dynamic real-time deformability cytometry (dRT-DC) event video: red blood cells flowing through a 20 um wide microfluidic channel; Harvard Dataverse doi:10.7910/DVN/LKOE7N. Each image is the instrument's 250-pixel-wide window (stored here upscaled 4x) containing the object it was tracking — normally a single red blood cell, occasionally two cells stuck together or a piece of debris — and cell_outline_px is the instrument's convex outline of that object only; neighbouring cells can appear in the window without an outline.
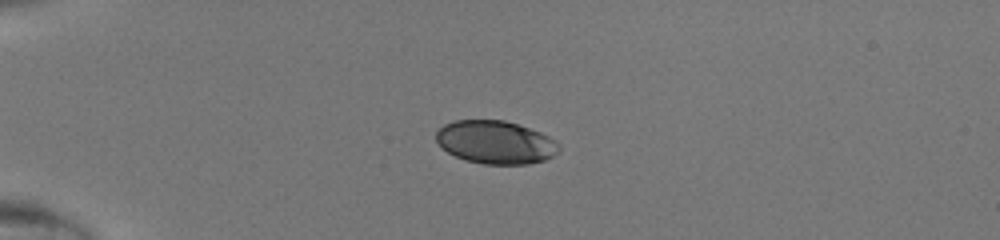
{"species": "human", "species_latin": "Homo sapiens", "temperature_condition": "room temperature", "stored_images_in_passage": 48, "camera_frame_rate_fps": 3000, "um_per_image_px": 0.085, "donor": {"sex": "male"}, "frame": {"image": 1, "passage_image": 14, "time_ms": 4.333, "image_size_px": [1000, 240], "cell_outline_px": [[560, 148], [552, 156], [544, 160], [528, 164], [484, 164], [468, 160], [456, 156], [448, 152], [436, 140], [436, 132], [444, 124], [456, 120], [504, 120], [540, 132], [556, 140], [560, 144]], "centroid_in_image_um": [42.13, 12.09], "position_along_channel_um": 42.9, "area_um2": 30.58}}
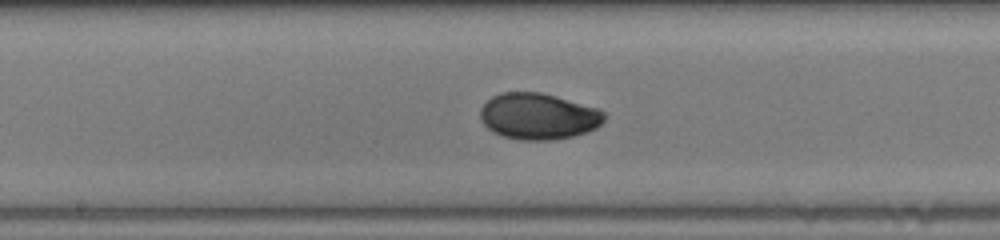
{"frame": {"image": 2, "passage_image": 28, "time_ms": 9.0, "image_size_px": [1000, 240], "cell_outline_px": [[604, 120], [596, 128], [572, 136], [556, 140], [520, 140], [504, 136], [492, 132], [480, 120], [480, 108], [492, 96], [500, 92], [540, 92], [556, 96], [596, 108], [604, 112]], "centroid_in_image_um": [45.72, 9.88], "position_along_channel_um": 202.5, "area_um2": 33.35}}
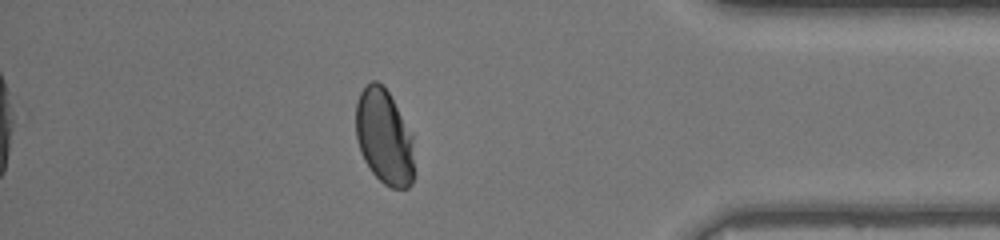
{"frame": {"image": 3, "passage_image": 43, "time_ms": 14.0, "image_size_px": [1000, 240], "cell_outline_px": [[416, 172], [412, 184], [408, 188], [392, 188], [384, 184], [372, 172], [364, 160], [356, 136], [356, 104], [360, 92], [372, 80], [376, 80], [384, 84], [412, 136]], "centroid_in_image_um": [32.68, 11.67], "position_along_channel_um": 402.5, "area_um2": 32.54}}